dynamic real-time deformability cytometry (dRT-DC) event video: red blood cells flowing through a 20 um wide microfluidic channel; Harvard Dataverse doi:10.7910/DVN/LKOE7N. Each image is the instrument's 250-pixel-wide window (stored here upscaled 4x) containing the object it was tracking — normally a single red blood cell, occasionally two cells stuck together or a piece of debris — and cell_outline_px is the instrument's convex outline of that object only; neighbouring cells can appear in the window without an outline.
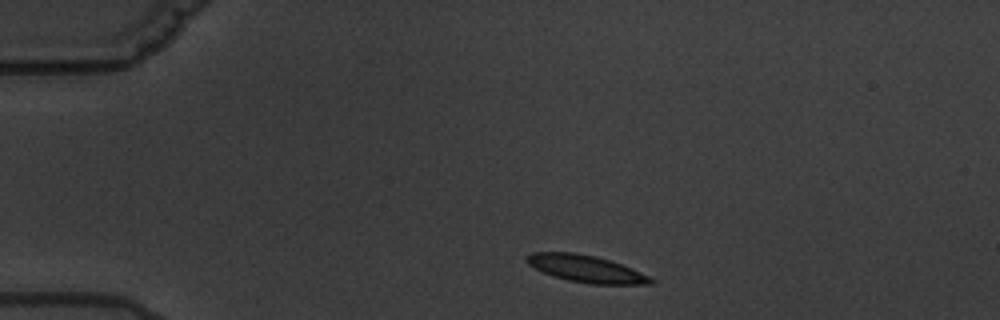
{"species": "common noctule bat (a hibernating species)", "species_latin": "Nyctalus noctula", "temperature_condition": "warm", "stored_images_in_passage": 7, "camera_frame_rate_fps": 3000, "um_per_image_px": 0.085, "animal": {"sex": "male", "body_mass_g": 19.5, "forearm_length_mm": 54.6}, "frame": {"image": 1, "passage_image": 1, "time_ms": 0.0, "image_size_px": [1000, 320], "cell_outline_px": [[656, 280], [652, 284], [592, 284], [568, 280], [552, 276], [528, 264], [524, 260], [524, 256], [532, 252], [576, 252], [596, 256], [620, 264], [640, 272]], "centroid_in_image_um": [49.77, 22.83], "position_along_channel_um": 35.2, "area_um2": 19.48}}
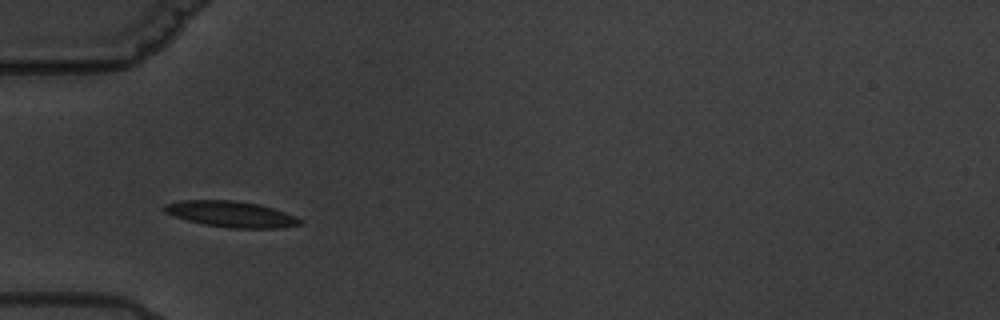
{"frame": {"image": 2, "passage_image": 3, "time_ms": 2.333, "image_size_px": [1000, 320], "cell_outline_px": [[300, 224], [280, 228], [228, 228], [204, 224], [188, 220], [164, 212], [160, 208], [164, 204], [180, 200], [232, 200], [260, 204], [296, 216], [300, 220]], "centroid_in_image_um": [19.59, 18.19], "position_along_channel_um": 65.4, "area_um2": 20.46}}